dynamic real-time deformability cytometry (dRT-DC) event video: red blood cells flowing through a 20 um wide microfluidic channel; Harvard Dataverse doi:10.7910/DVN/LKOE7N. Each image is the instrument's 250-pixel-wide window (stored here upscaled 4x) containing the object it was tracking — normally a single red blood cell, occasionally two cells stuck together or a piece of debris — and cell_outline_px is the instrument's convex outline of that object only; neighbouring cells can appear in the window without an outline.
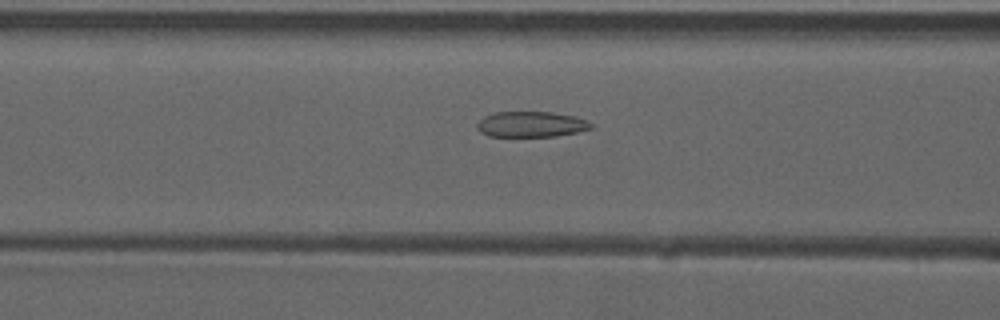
{"species": "common noctule bat (a hibernating species)", "species_latin": "Nyctalus noctula", "temperature_condition": "warm", "stored_images_in_passage": 53, "camera_frame_rate_fps": 3000, "um_per_image_px": 0.085, "animal": {"sex": "male", "forearm_length_mm": 52.5}, "frame": {"image": 1, "passage_image": 22, "time_ms": 7.0, "image_size_px": [1000, 320], "cell_outline_px": [[592, 128], [576, 132], [556, 136], [488, 136], [480, 132], [476, 128], [476, 124], [484, 116], [496, 112], [552, 112], [576, 116], [588, 120], [592, 124]], "centroid_in_image_um": [45.14, 10.56], "position_along_channel_um": 121.5, "area_um2": 17.05}}
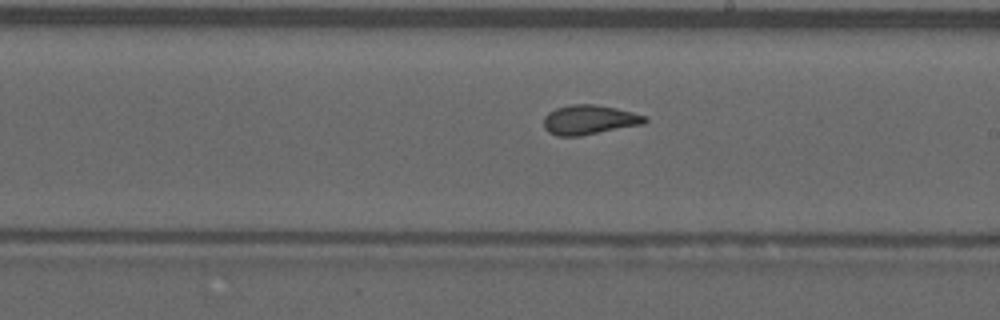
{"frame": {"image": 2, "passage_image": 31, "time_ms": 10.0, "image_size_px": [1000, 320], "cell_outline_px": [[648, 120], [644, 124], [580, 136], [556, 136], [548, 132], [544, 128], [544, 116], [548, 112], [556, 108], [572, 104], [596, 104], [616, 108], [648, 116]], "centroid_in_image_um": [50.09, 10.18], "position_along_channel_um": 238.9, "area_um2": 17.57}}
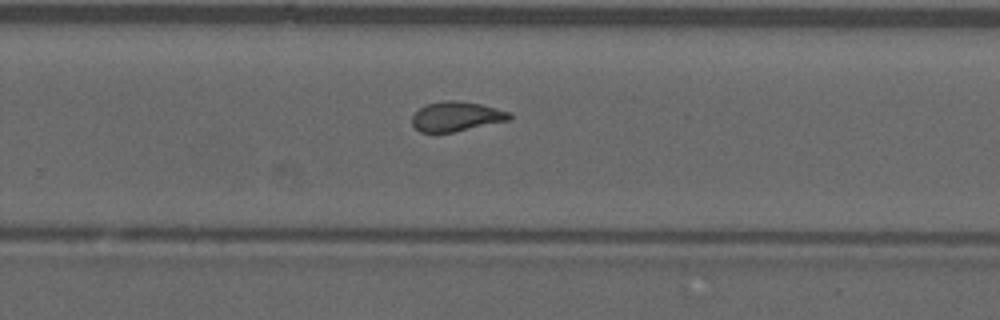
{"frame": {"image": 3, "passage_image": 35, "time_ms": 11.333, "image_size_px": [1000, 320], "cell_outline_px": [[512, 120], [452, 132], [420, 132], [412, 124], [412, 116], [424, 104], [440, 100], [460, 100], [480, 104], [512, 112]], "centroid_in_image_um": [38.81, 9.88], "position_along_channel_um": 291.0, "area_um2": 17.05}, "authors_computed_cell_mechanics": {"area_um2": 17.629, "velocity_mm_per_s": 3.9315, "shape_relaxation_time_tau1_ms": null, "shape_relaxation_time_tau2_ms": 1.6401, "deformation_change_tau1": null, "deformation_change_tau2": 0.0938}}